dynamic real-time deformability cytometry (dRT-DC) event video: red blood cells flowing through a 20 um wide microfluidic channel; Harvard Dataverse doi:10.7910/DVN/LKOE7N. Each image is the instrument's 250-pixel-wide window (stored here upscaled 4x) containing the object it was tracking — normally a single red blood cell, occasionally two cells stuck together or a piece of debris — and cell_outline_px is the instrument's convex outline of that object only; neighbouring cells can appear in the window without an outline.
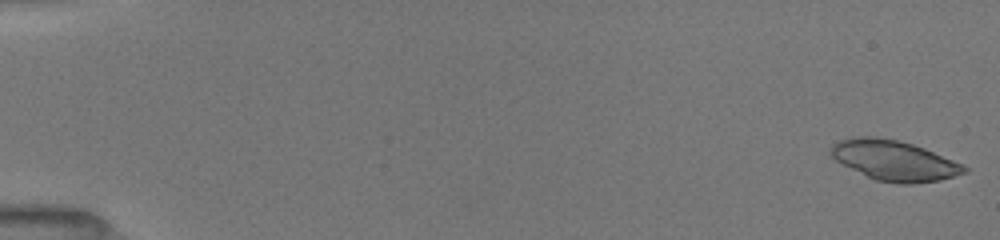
{"species": "common noctule bat (a hibernating species)", "species_latin": "Nyctalus noctula", "temperature_condition": "room temperature", "stored_images_in_passage": 51, "camera_frame_rate_fps": 3000, "um_per_image_px": 0.085, "animal": {"sex": "female", "body_mass_g": 19.5, "forearm_length_mm": 54.1}, "frame": {"image": 1, "passage_image": 1, "time_ms": 0.0, "image_size_px": [1000, 240], "cell_outline_px": [[968, 172], [940, 180], [912, 184], [900, 184], [876, 180], [836, 160], [828, 152], [832, 144], [840, 140], [860, 136], [876, 136], [900, 140], [924, 148], [964, 164], [968, 168]], "centroid_in_image_um": [76.04, 13.63], "position_along_channel_um": 9.0, "area_um2": 31.15}}
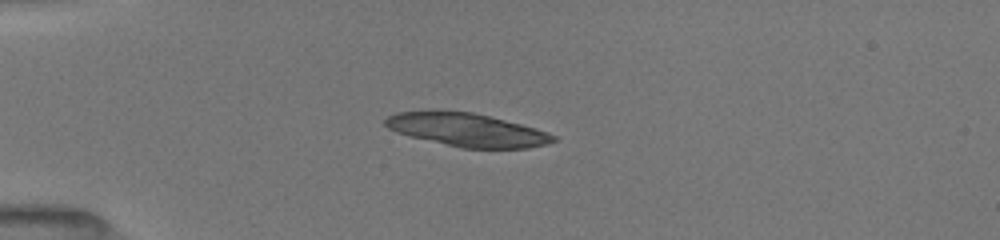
{"frame": {"image": 2, "passage_image": 14, "time_ms": 4.333, "image_size_px": [1000, 240], "cell_outline_px": [[556, 140], [548, 144], [528, 148], [460, 148], [396, 132], [388, 128], [384, 124], [384, 120], [388, 116], [396, 112], [432, 108], [472, 112], [536, 128], [556, 136]], "centroid_in_image_um": [39.63, 11.0], "position_along_channel_um": 45.4, "area_um2": 32.95}}
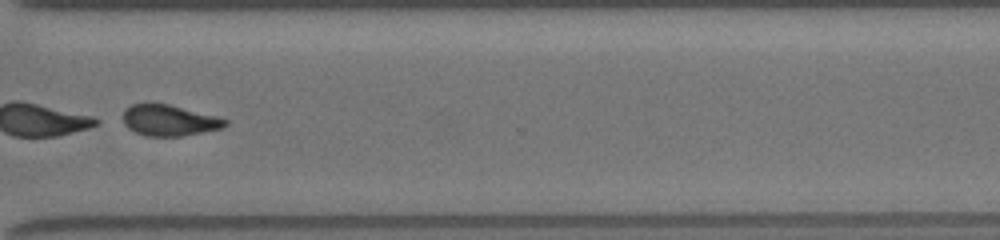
{"frame": {"image": 3, "passage_image": 40, "time_ms": 13.0, "image_size_px": [1000, 240], "cell_outline_px": [[228, 124], [224, 128], [180, 136], [144, 136], [128, 128], [124, 124], [124, 108], [132, 104], [168, 104], [220, 116], [228, 120]], "centroid_in_image_um": [14.43, 10.23], "position_along_channel_um": 356.2, "area_um2": 18.55}}